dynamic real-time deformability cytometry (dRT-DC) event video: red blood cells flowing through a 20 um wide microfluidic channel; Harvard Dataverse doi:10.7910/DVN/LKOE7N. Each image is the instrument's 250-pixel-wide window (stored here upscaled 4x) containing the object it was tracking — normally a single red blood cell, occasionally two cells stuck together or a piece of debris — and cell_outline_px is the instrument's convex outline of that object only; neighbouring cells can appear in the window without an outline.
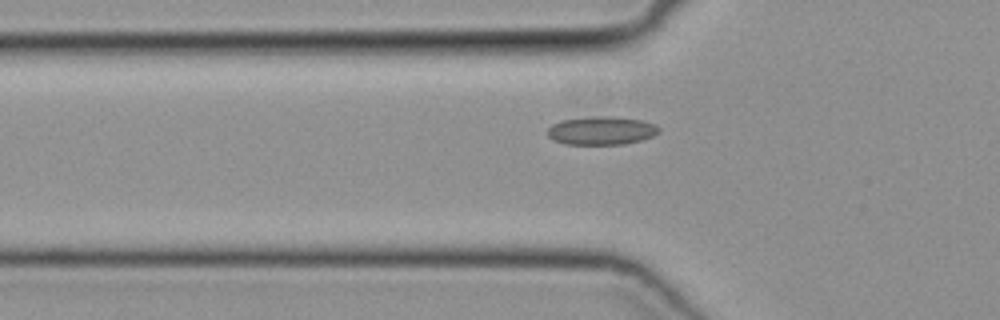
{"species": "common noctule bat (a hibernating species)", "species_latin": "Nyctalus noctula", "temperature_condition": "cold", "stored_images_in_passage": 31, "camera_frame_rate_fps": 3000, "um_per_image_px": 0.085, "animal": {"sex": "female", "body_mass_g": 19.3, "forearm_length_mm": 54.1}, "frame": {"image": 1, "passage_image": 3, "time_ms": 0.667, "image_size_px": [1000, 320], "cell_outline_px": [[660, 132], [652, 136], [640, 140], [624, 144], [564, 144], [552, 140], [548, 136], [548, 128], [552, 124], [560, 120], [596, 116], [604, 116], [644, 120], [656, 124], [660, 128]], "centroid_in_image_um": [51.12, 11.1], "position_along_channel_um": 74.7, "area_um2": 18.44}}
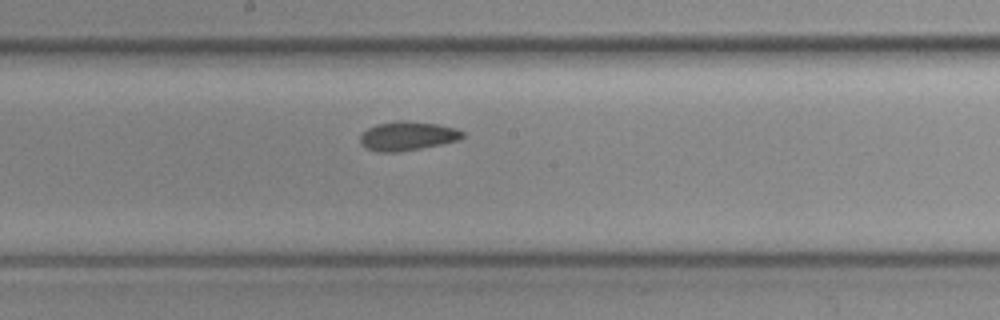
{"frame": {"image": 2, "passage_image": 13, "time_ms": 4.0, "image_size_px": [1000, 320], "cell_outline_px": [[464, 136], [460, 140], [420, 148], [396, 152], [376, 152], [360, 144], [360, 136], [368, 128], [376, 124], [400, 120], [408, 120], [436, 124], [456, 128], [464, 132]], "centroid_in_image_um": [34.64, 11.55], "position_along_channel_um": 213.6, "area_um2": 17.28}}
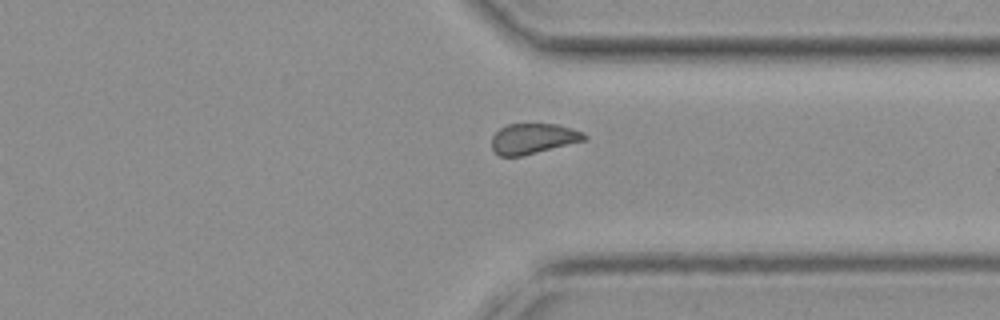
{"frame": {"image": 3, "passage_image": 24, "time_ms": 7.667, "image_size_px": [1000, 320], "cell_outline_px": [[588, 140], [520, 156], [500, 156], [492, 148], [492, 136], [500, 128], [508, 124], [556, 124], [584, 132], [588, 136]], "centroid_in_image_um": [45.35, 11.78], "position_along_channel_um": 366.0, "area_um2": 16.36}}